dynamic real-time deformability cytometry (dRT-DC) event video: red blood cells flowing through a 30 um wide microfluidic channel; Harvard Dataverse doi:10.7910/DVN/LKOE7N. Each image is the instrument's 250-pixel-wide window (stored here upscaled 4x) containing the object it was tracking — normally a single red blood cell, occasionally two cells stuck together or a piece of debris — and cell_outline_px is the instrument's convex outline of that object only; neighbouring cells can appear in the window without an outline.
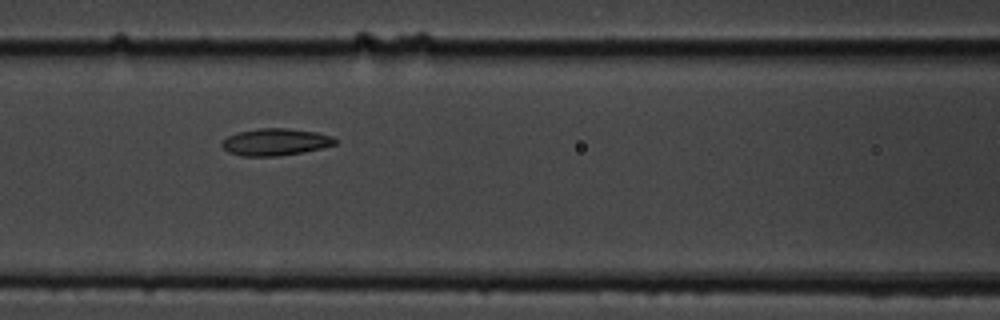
{"species": "common noctule bat (a hibernating species)", "species_latin": "Nyctalus noctula", "temperature_condition": "cold", "stored_images_in_passage": 10, "segment_of_instrument_passage": [1, 2], "camera_frame_rate_fps": 3000, "um_per_image_px": 0.085, "animal": {"sex": "male", "body_mass_g": 19.5, "forearm_length_mm": 54.6}, "frame": {"image": 1, "passage_image": 6, "time_ms": 5.667, "image_size_px": [1000, 320], "cell_outline_px": [[336, 144], [304, 152], [276, 156], [240, 156], [228, 152], [220, 144], [220, 140], [228, 136], [240, 132], [260, 128], [288, 128], [316, 132], [332, 136], [336, 140]], "centroid_in_image_um": [23.38, 12.07], "position_along_channel_um": 143.2, "area_um2": 17.8}}
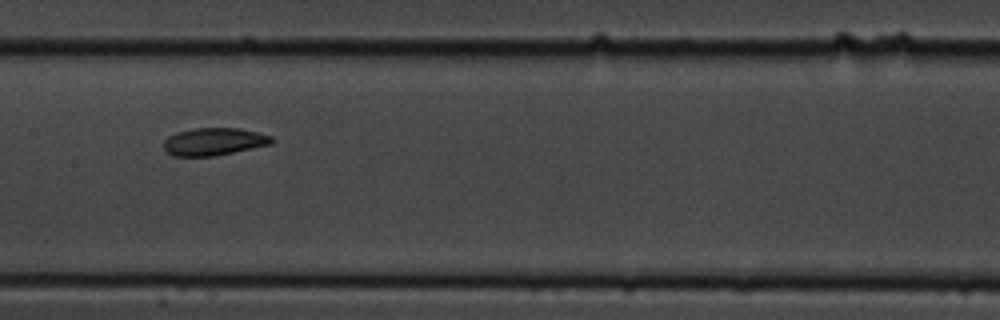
{"frame": {"image": 2, "passage_image": 7, "time_ms": 7.0, "image_size_px": [1000, 320], "cell_outline_px": [[276, 140], [272, 144], [216, 156], [172, 156], [164, 148], [164, 140], [168, 136], [176, 132], [192, 128], [240, 128], [272, 136]], "centroid_in_image_um": [18.2, 12.03], "position_along_channel_um": 189.2, "area_um2": 17.51}}
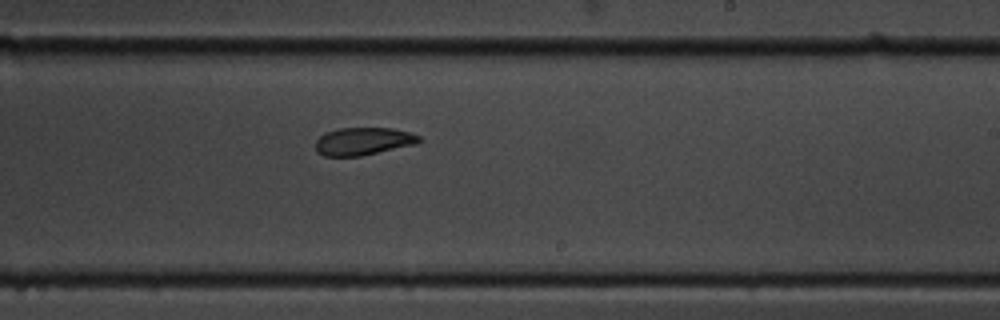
{"frame": {"image": 3, "passage_image": 9, "time_ms": 9.0, "image_size_px": [1000, 320], "cell_outline_px": [[420, 140], [416, 144], [360, 156], [324, 156], [316, 152], [316, 140], [324, 132], [340, 128], [392, 128], [408, 132], [420, 136]], "centroid_in_image_um": [30.84, 12.01], "position_along_channel_um": 258.2, "area_um2": 16.65}}